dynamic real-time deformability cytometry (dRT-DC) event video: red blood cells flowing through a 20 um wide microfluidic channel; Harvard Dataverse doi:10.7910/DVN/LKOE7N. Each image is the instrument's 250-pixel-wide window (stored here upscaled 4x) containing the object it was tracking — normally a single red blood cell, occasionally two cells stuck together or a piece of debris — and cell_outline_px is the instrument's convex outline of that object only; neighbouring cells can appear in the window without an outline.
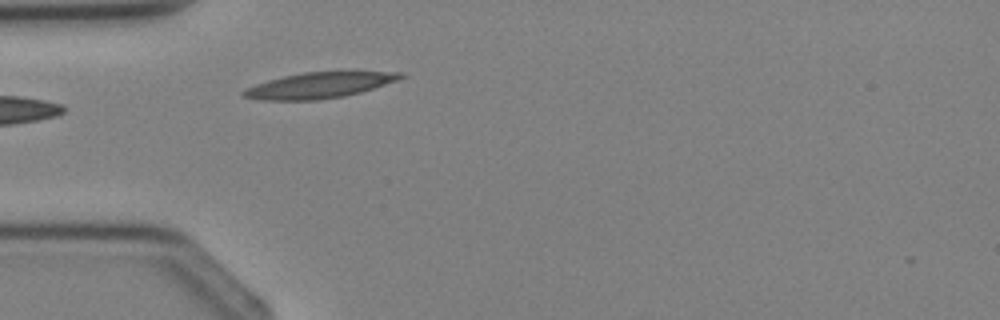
{"species": "Egyptian fruit bat (a non-hibernating species)", "species_latin": "Rousettus aegyptiacus", "temperature_condition": "cold", "stored_images_in_passage": 1, "camera_frame_rate_fps": 3000, "um_per_image_px": 0.085, "animal": {"sex": "female"}, "frame": {"image": 1, "passage_image": 1, "time_ms": 0.0, "image_size_px": [1000, 320], "cell_outline_px": [[404, 76], [396, 80], [360, 92], [344, 96], [316, 100], [256, 100], [240, 96], [240, 92], [244, 88], [268, 80], [284, 76], [304, 72], [404, 72]], "centroid_in_image_um": [27.01, 7.26], "position_along_channel_um": 58.0, "area_um2": 23.35}}